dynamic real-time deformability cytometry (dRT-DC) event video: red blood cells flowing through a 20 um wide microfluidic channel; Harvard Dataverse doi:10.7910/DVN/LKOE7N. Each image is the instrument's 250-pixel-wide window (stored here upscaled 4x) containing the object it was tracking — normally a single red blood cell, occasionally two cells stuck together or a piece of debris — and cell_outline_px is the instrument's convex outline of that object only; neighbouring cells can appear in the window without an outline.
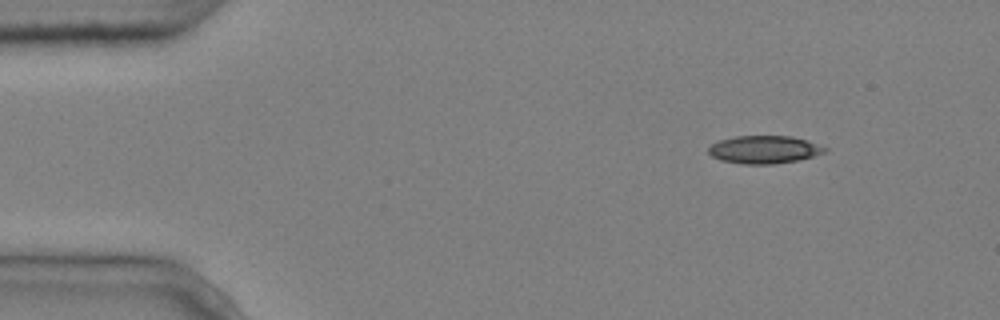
{"species": "common noctule bat (a hibernating species)", "species_latin": "Nyctalus noctula", "temperature_condition": "cold", "stored_images_in_passage": 5, "camera_frame_rate_fps": 3000, "um_per_image_px": 0.085, "animal": {"sex": "male", "body_mass_g": 20.4}, "frame": {"image": 1, "passage_image": 1, "time_ms": 0.0, "image_size_px": [1000, 320], "cell_outline_px": [[828, 152], [796, 160], [776, 164], [740, 164], [720, 160], [712, 156], [708, 152], [708, 148], [712, 144], [720, 140], [736, 136], [792, 136], [808, 140], [828, 148]], "centroid_in_image_um": [64.97, 12.71], "position_along_channel_um": 20.0, "area_um2": 18.96}}
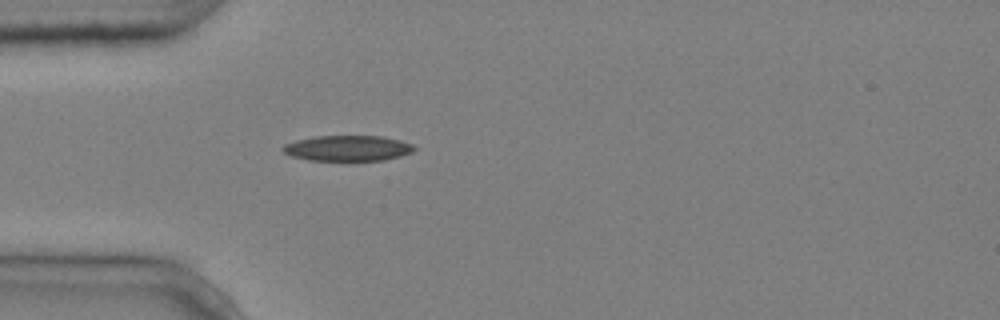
{"frame": {"image": 2, "passage_image": 5, "time_ms": 1.333, "image_size_px": [1000, 320], "cell_outline_px": [[416, 148], [412, 152], [400, 156], [384, 160], [308, 160], [292, 156], [284, 152], [280, 148], [284, 144], [296, 140], [312, 136], [384, 136], [400, 140], [412, 144]], "centroid_in_image_um": [29.54, 12.59], "position_along_channel_um": 55.5, "area_um2": 19.59}}